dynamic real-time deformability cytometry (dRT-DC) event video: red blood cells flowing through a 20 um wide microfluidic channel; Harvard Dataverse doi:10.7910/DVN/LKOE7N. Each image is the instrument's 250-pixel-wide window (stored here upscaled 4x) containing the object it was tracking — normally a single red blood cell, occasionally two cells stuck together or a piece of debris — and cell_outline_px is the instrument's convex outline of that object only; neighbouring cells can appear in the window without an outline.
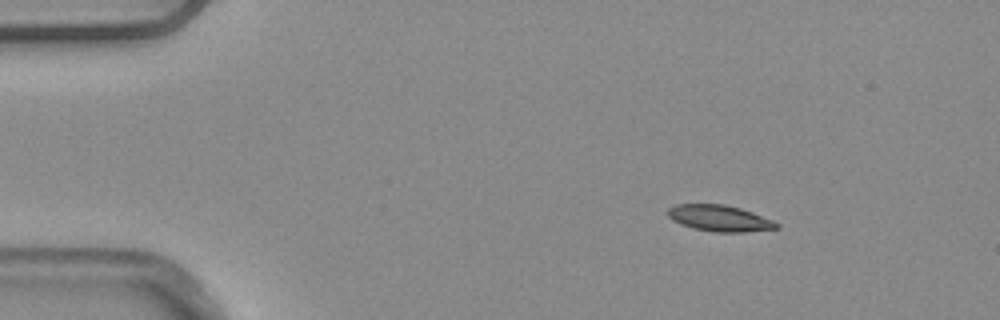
{"species": "common noctule bat (a hibernating species)", "species_latin": "Nyctalus noctula", "temperature_condition": "warm", "stored_images_in_passage": 4, "camera_frame_rate_fps": 3000, "um_per_image_px": 0.085, "animal": {"sex": "male", "body_mass_g": 20.4}, "frame": {"image": 1, "passage_image": 1, "time_ms": 0.0, "image_size_px": [1000, 320], "cell_outline_px": [[780, 228], [744, 232], [716, 232], [692, 228], [680, 224], [672, 220], [668, 216], [668, 208], [676, 204], [724, 204], [740, 208], [752, 212], [772, 220], [780, 224]], "centroid_in_image_um": [61.16, 18.55], "position_along_channel_um": 23.8, "area_um2": 16.65}}
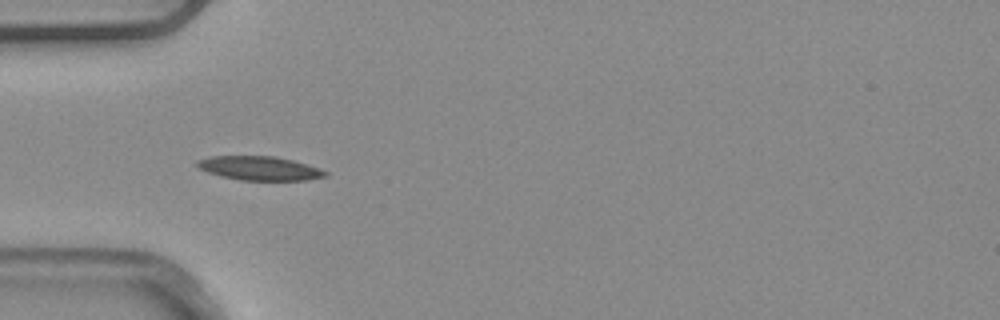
{"frame": {"image": 2, "passage_image": 3, "time_ms": 0.667, "image_size_px": [1000, 320], "cell_outline_px": [[328, 176], [308, 180], [240, 180], [220, 176], [196, 168], [196, 160], [212, 156], [276, 156], [292, 160], [320, 168], [328, 172]], "centroid_in_image_um": [22.05, 14.3], "position_along_channel_um": 62.9, "area_um2": 18.03}}
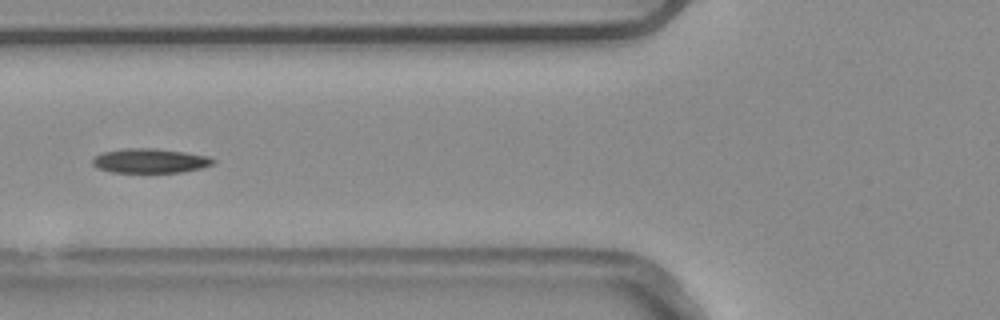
{"frame": {"image": 3, "passage_image": 4, "time_ms": 1.0, "image_size_px": [1000, 320], "cell_outline_px": [[216, 160], [212, 164], [200, 168], [184, 172], [112, 172], [96, 168], [92, 164], [92, 160], [96, 156], [104, 152], [128, 148], [152, 148], [184, 152], [208, 156]], "centroid_in_image_um": [12.75, 13.67], "position_along_channel_um": 113.1, "area_um2": 16.99}}